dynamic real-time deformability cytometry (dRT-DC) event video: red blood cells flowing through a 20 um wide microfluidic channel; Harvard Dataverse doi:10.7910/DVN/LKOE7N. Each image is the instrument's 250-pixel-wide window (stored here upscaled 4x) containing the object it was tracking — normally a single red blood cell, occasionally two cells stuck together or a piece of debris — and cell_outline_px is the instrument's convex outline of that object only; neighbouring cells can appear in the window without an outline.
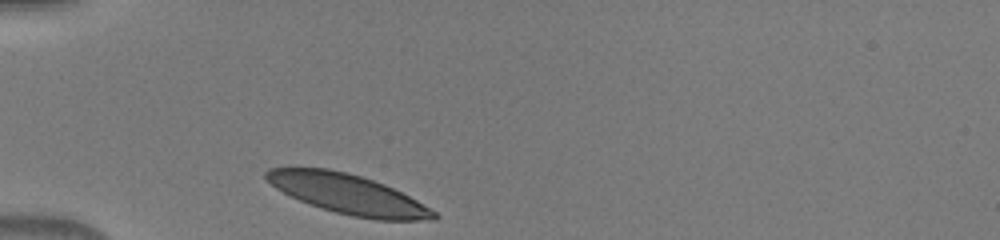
{"species": "human", "species_latin": "Homo sapiens", "temperature_condition": "warm", "stored_images_in_passage": 29, "camera_frame_rate_fps": 3000, "um_per_image_px": 0.085, "donor": {"sex": "male"}, "frame": {"image": 1, "passage_image": 1, "time_ms": 0.0, "image_size_px": [1000, 240], "cell_outline_px": [[440, 216], [436, 220], [376, 220], [352, 216], [336, 212], [300, 200], [276, 188], [264, 176], [264, 172], [268, 168], [328, 168], [348, 172], [384, 184], [416, 200], [436, 212]], "centroid_in_image_um": [29.6, 16.5], "position_along_channel_um": 55.4, "area_um2": 38.26}}
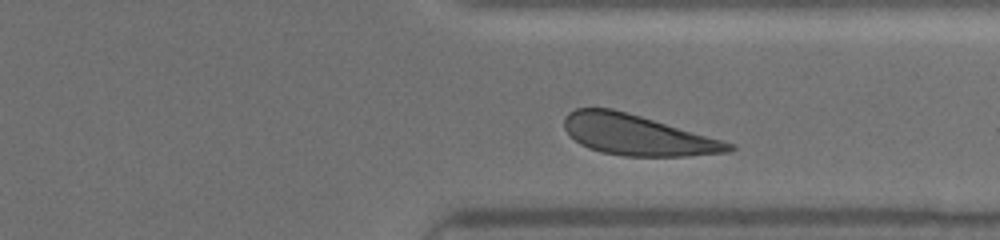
{"frame": {"image": 2, "passage_image": 25, "time_ms": 8.0, "image_size_px": [1000, 240], "cell_outline_px": [[736, 148], [728, 152], [688, 156], [624, 156], [604, 152], [588, 148], [580, 144], [564, 128], [564, 116], [568, 112], [576, 108], [612, 108], [628, 112], [724, 140], [736, 144]], "centroid_in_image_um": [54.2, 11.47], "position_along_channel_um": 357.2, "area_um2": 38.9}}